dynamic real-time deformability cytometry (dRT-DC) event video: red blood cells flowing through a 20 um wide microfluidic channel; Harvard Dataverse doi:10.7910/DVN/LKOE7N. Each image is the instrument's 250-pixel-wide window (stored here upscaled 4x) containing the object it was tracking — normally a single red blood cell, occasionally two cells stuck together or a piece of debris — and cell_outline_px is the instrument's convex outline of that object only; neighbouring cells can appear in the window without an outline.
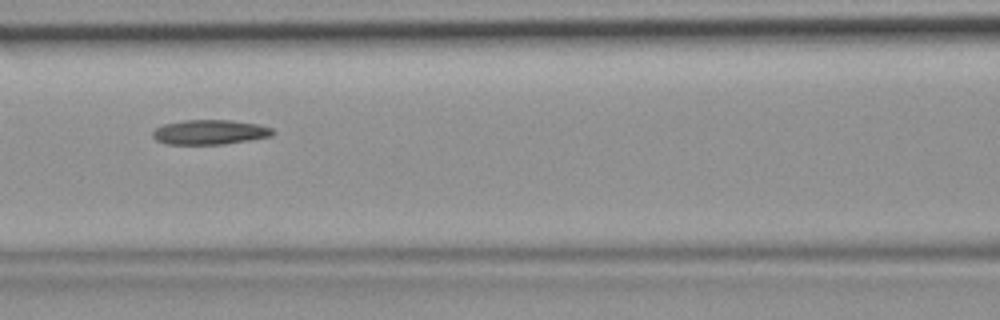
{"species": "common noctule bat (a hibernating species)", "species_latin": "Nyctalus noctula", "temperature_condition": "room temperature", "stored_images_in_passage": 5, "camera_frame_rate_fps": 3000, "um_per_image_px": 0.085, "animal": {"sex": "female", "body_mass_g": 19.9}, "frame": {"image": 1, "passage_image": 5, "time_ms": 1.333, "image_size_px": [1000, 320], "cell_outline_px": [[272, 136], [224, 144], [164, 144], [156, 140], [152, 136], [152, 132], [156, 128], [164, 124], [184, 120], [232, 120], [256, 124], [272, 128]], "centroid_in_image_um": [17.79, 11.23], "position_along_channel_um": 148.8, "area_um2": 17.17}}